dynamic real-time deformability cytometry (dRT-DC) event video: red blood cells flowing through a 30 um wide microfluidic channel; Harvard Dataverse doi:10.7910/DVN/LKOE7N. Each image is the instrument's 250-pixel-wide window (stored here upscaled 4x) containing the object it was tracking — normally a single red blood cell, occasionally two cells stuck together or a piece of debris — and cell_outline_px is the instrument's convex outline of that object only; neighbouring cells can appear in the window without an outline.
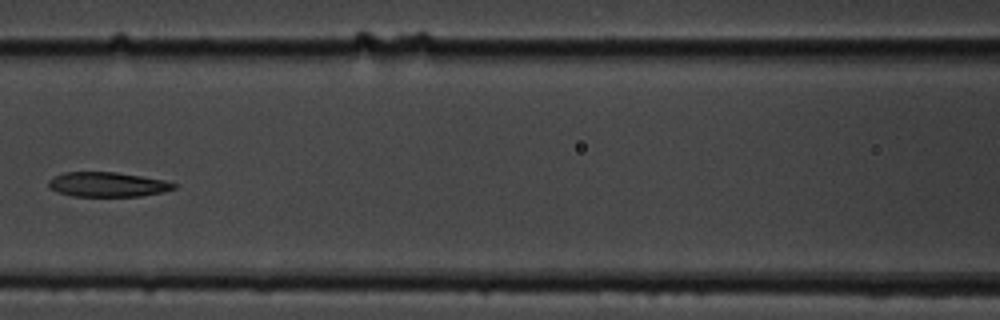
{"species": "common noctule bat (a hibernating species)", "species_latin": "Nyctalus noctula", "temperature_condition": "cold", "stored_images_in_passage": 10, "camera_frame_rate_fps": 3000, "um_per_image_px": 0.085, "animal": {"sex": "male", "body_mass_g": 19.5, "forearm_length_mm": 54.6}, "frame": {"image": 1, "passage_image": 6, "time_ms": 6.0, "image_size_px": [1000, 320], "cell_outline_px": [[176, 188], [164, 192], [140, 196], [72, 196], [48, 188], [48, 180], [64, 172], [116, 172], [164, 180], [176, 184]], "centroid_in_image_um": [9.14, 15.68], "position_along_channel_um": 157.5, "area_um2": 17.92}}
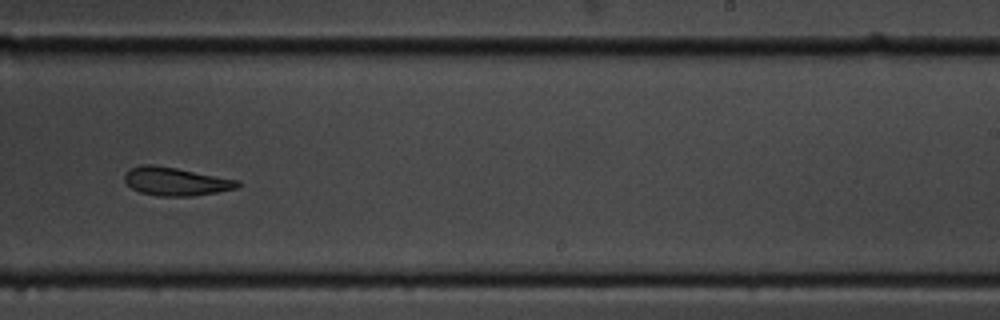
{"frame": {"image": 2, "passage_image": 9, "time_ms": 9.333, "image_size_px": [1000, 320], "cell_outline_px": [[240, 184], [236, 188], [216, 192], [192, 196], [156, 196], [140, 192], [132, 188], [124, 180], [124, 176], [128, 168], [140, 164], [152, 164], [176, 168], [240, 180]], "centroid_in_image_um": [14.9, 15.41], "position_along_channel_um": 274.1, "area_um2": 18.67}}
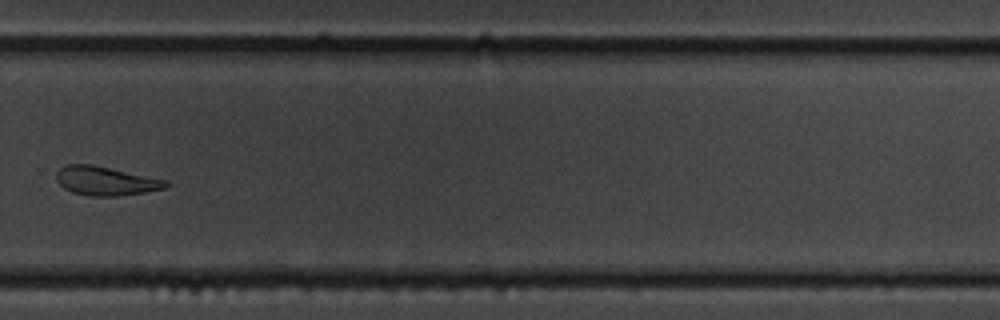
{"frame": {"image": 3, "passage_image": 10, "time_ms": 10.667, "image_size_px": [1000, 320], "cell_outline_px": [[172, 184], [164, 188], [144, 192], [116, 196], [88, 196], [72, 192], [64, 188], [56, 180], [56, 172], [64, 164], [92, 164], [168, 180]], "centroid_in_image_um": [8.98, 15.37], "position_along_channel_um": 320.8, "area_um2": 18.55}}